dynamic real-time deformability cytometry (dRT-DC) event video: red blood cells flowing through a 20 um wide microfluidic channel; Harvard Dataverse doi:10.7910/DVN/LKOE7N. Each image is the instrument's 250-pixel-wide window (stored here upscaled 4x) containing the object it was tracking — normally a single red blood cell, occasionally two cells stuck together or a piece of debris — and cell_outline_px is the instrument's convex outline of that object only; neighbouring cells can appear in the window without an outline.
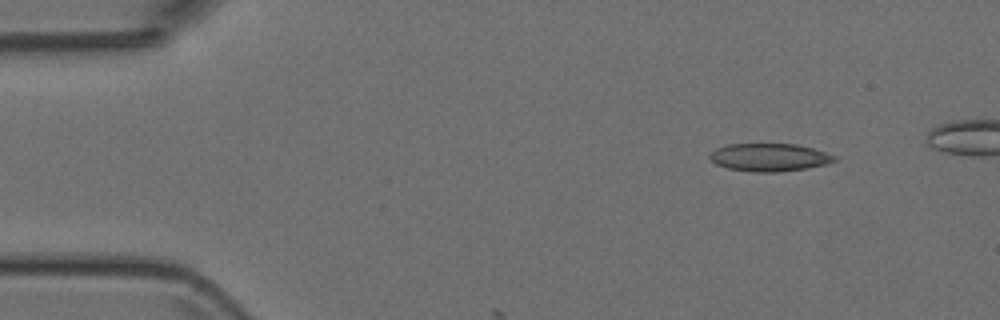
{"species": "Egyptian fruit bat (a non-hibernating species)", "species_latin": "Rousettus aegyptiacus", "temperature_condition": "room temperature", "stored_images_in_passage": 3, "camera_frame_rate_fps": 3000, "um_per_image_px": 0.085, "animal": {"sex": "female"}, "frame": {"image": 1, "passage_image": 1, "time_ms": 0.0, "image_size_px": [1000, 320], "cell_outline_px": [[836, 160], [828, 164], [804, 168], [776, 172], [752, 172], [728, 168], [716, 164], [708, 156], [716, 148], [728, 144], [796, 144], [812, 148], [836, 156]], "centroid_in_image_um": [65.38, 13.37], "position_along_channel_um": 19.6, "area_um2": 20.06}}